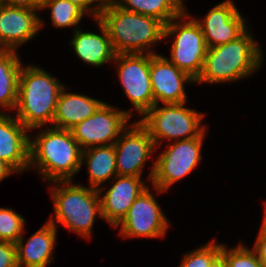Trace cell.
<instances>
[{"instance_id":"836d02e7","label":"cell","mask_w":266,"mask_h":267,"mask_svg":"<svg viewBox=\"0 0 266 267\" xmlns=\"http://www.w3.org/2000/svg\"><path fill=\"white\" fill-rule=\"evenodd\" d=\"M208 267H227L224 256L220 253Z\"/></svg>"},{"instance_id":"4fadbf2b","label":"cell","mask_w":266,"mask_h":267,"mask_svg":"<svg viewBox=\"0 0 266 267\" xmlns=\"http://www.w3.org/2000/svg\"><path fill=\"white\" fill-rule=\"evenodd\" d=\"M38 11L9 3L0 7V49L17 51L32 40L45 25Z\"/></svg>"},{"instance_id":"4316f807","label":"cell","mask_w":266,"mask_h":267,"mask_svg":"<svg viewBox=\"0 0 266 267\" xmlns=\"http://www.w3.org/2000/svg\"><path fill=\"white\" fill-rule=\"evenodd\" d=\"M220 253L221 243L214 239L208 244L184 254L179 267H208Z\"/></svg>"},{"instance_id":"83f0119b","label":"cell","mask_w":266,"mask_h":267,"mask_svg":"<svg viewBox=\"0 0 266 267\" xmlns=\"http://www.w3.org/2000/svg\"><path fill=\"white\" fill-rule=\"evenodd\" d=\"M0 267H18L15 243L0 241Z\"/></svg>"},{"instance_id":"ba28073f","label":"cell","mask_w":266,"mask_h":267,"mask_svg":"<svg viewBox=\"0 0 266 267\" xmlns=\"http://www.w3.org/2000/svg\"><path fill=\"white\" fill-rule=\"evenodd\" d=\"M206 133L205 129L198 137L168 143L167 149L158 154L151 166L147 179L152 189L164 193L193 172L202 161L201 150Z\"/></svg>"},{"instance_id":"cb8c5ba5","label":"cell","mask_w":266,"mask_h":267,"mask_svg":"<svg viewBox=\"0 0 266 267\" xmlns=\"http://www.w3.org/2000/svg\"><path fill=\"white\" fill-rule=\"evenodd\" d=\"M50 9L51 23L55 28L74 27L78 29L86 13L67 0H45L40 10Z\"/></svg>"},{"instance_id":"7402d4cb","label":"cell","mask_w":266,"mask_h":267,"mask_svg":"<svg viewBox=\"0 0 266 267\" xmlns=\"http://www.w3.org/2000/svg\"><path fill=\"white\" fill-rule=\"evenodd\" d=\"M22 63L17 51L0 49V107L15 110Z\"/></svg>"},{"instance_id":"4dcf8cb0","label":"cell","mask_w":266,"mask_h":267,"mask_svg":"<svg viewBox=\"0 0 266 267\" xmlns=\"http://www.w3.org/2000/svg\"><path fill=\"white\" fill-rule=\"evenodd\" d=\"M9 4L29 6L39 10L43 6L45 0H7Z\"/></svg>"},{"instance_id":"d6986e66","label":"cell","mask_w":266,"mask_h":267,"mask_svg":"<svg viewBox=\"0 0 266 267\" xmlns=\"http://www.w3.org/2000/svg\"><path fill=\"white\" fill-rule=\"evenodd\" d=\"M99 33L83 32L81 28L75 29L73 37L69 41L77 57L84 63L100 67L114 61L115 51L112 47L106 27L102 22L95 18Z\"/></svg>"},{"instance_id":"e575fe53","label":"cell","mask_w":266,"mask_h":267,"mask_svg":"<svg viewBox=\"0 0 266 267\" xmlns=\"http://www.w3.org/2000/svg\"><path fill=\"white\" fill-rule=\"evenodd\" d=\"M264 213H263V219H262V224H261V227H260V231L259 232H266V202L264 203Z\"/></svg>"},{"instance_id":"1f68e13d","label":"cell","mask_w":266,"mask_h":267,"mask_svg":"<svg viewBox=\"0 0 266 267\" xmlns=\"http://www.w3.org/2000/svg\"><path fill=\"white\" fill-rule=\"evenodd\" d=\"M13 173H17L9 164L0 159V182Z\"/></svg>"},{"instance_id":"8fae6325","label":"cell","mask_w":266,"mask_h":267,"mask_svg":"<svg viewBox=\"0 0 266 267\" xmlns=\"http://www.w3.org/2000/svg\"><path fill=\"white\" fill-rule=\"evenodd\" d=\"M149 190L148 187L136 198L125 217L114 227H119L122 238L155 239L166 235L169 221Z\"/></svg>"},{"instance_id":"9c48e42d","label":"cell","mask_w":266,"mask_h":267,"mask_svg":"<svg viewBox=\"0 0 266 267\" xmlns=\"http://www.w3.org/2000/svg\"><path fill=\"white\" fill-rule=\"evenodd\" d=\"M131 110L103 102L89 118L70 129L82 150L114 144L130 124ZM129 121V122H128Z\"/></svg>"},{"instance_id":"7c38bea8","label":"cell","mask_w":266,"mask_h":267,"mask_svg":"<svg viewBox=\"0 0 266 267\" xmlns=\"http://www.w3.org/2000/svg\"><path fill=\"white\" fill-rule=\"evenodd\" d=\"M114 148L117 175L142 177L144 165L154 154L156 145L148 130L137 120L120 134Z\"/></svg>"},{"instance_id":"277c9868","label":"cell","mask_w":266,"mask_h":267,"mask_svg":"<svg viewBox=\"0 0 266 267\" xmlns=\"http://www.w3.org/2000/svg\"><path fill=\"white\" fill-rule=\"evenodd\" d=\"M98 19L106 27L116 54H156L155 49L152 50L154 44L164 40L162 21L127 11L119 5L102 12Z\"/></svg>"},{"instance_id":"d4e9b609","label":"cell","mask_w":266,"mask_h":267,"mask_svg":"<svg viewBox=\"0 0 266 267\" xmlns=\"http://www.w3.org/2000/svg\"><path fill=\"white\" fill-rule=\"evenodd\" d=\"M25 219L12 208H0V241L16 243L24 234Z\"/></svg>"},{"instance_id":"8992f818","label":"cell","mask_w":266,"mask_h":267,"mask_svg":"<svg viewBox=\"0 0 266 267\" xmlns=\"http://www.w3.org/2000/svg\"><path fill=\"white\" fill-rule=\"evenodd\" d=\"M154 105L139 120L148 130L155 145L198 137L205 129L202 124L204 113L186 108L185 103ZM202 124V125H201Z\"/></svg>"},{"instance_id":"603a6c76","label":"cell","mask_w":266,"mask_h":267,"mask_svg":"<svg viewBox=\"0 0 266 267\" xmlns=\"http://www.w3.org/2000/svg\"><path fill=\"white\" fill-rule=\"evenodd\" d=\"M185 0H120L119 6L127 11L152 16L165 25L185 10Z\"/></svg>"},{"instance_id":"f546056e","label":"cell","mask_w":266,"mask_h":267,"mask_svg":"<svg viewBox=\"0 0 266 267\" xmlns=\"http://www.w3.org/2000/svg\"><path fill=\"white\" fill-rule=\"evenodd\" d=\"M252 249L263 267H266V232H258L257 239Z\"/></svg>"},{"instance_id":"5bb4252c","label":"cell","mask_w":266,"mask_h":267,"mask_svg":"<svg viewBox=\"0 0 266 267\" xmlns=\"http://www.w3.org/2000/svg\"><path fill=\"white\" fill-rule=\"evenodd\" d=\"M233 0L216 4L201 20L193 18L201 27L208 48L237 39L249 27Z\"/></svg>"},{"instance_id":"44dd1931","label":"cell","mask_w":266,"mask_h":267,"mask_svg":"<svg viewBox=\"0 0 266 267\" xmlns=\"http://www.w3.org/2000/svg\"><path fill=\"white\" fill-rule=\"evenodd\" d=\"M86 163L89 187L102 194V185L117 175L116 154L114 144L96 146L82 151L81 167ZM101 186V187H100Z\"/></svg>"},{"instance_id":"484cf974","label":"cell","mask_w":266,"mask_h":267,"mask_svg":"<svg viewBox=\"0 0 266 267\" xmlns=\"http://www.w3.org/2000/svg\"><path fill=\"white\" fill-rule=\"evenodd\" d=\"M221 254L227 267H263L254 250L247 248L242 242L230 249L221 244Z\"/></svg>"},{"instance_id":"7a4b0ae2","label":"cell","mask_w":266,"mask_h":267,"mask_svg":"<svg viewBox=\"0 0 266 267\" xmlns=\"http://www.w3.org/2000/svg\"><path fill=\"white\" fill-rule=\"evenodd\" d=\"M253 36L247 29L229 43L208 48L202 72L195 83H234L254 74L263 66L264 57Z\"/></svg>"},{"instance_id":"d6a6232c","label":"cell","mask_w":266,"mask_h":267,"mask_svg":"<svg viewBox=\"0 0 266 267\" xmlns=\"http://www.w3.org/2000/svg\"><path fill=\"white\" fill-rule=\"evenodd\" d=\"M79 6L86 14L89 15V0H67Z\"/></svg>"},{"instance_id":"2e32d148","label":"cell","mask_w":266,"mask_h":267,"mask_svg":"<svg viewBox=\"0 0 266 267\" xmlns=\"http://www.w3.org/2000/svg\"><path fill=\"white\" fill-rule=\"evenodd\" d=\"M142 179L116 175L105 194H99L102 219L113 228L125 217L136 198L148 188Z\"/></svg>"},{"instance_id":"6da1fadb","label":"cell","mask_w":266,"mask_h":267,"mask_svg":"<svg viewBox=\"0 0 266 267\" xmlns=\"http://www.w3.org/2000/svg\"><path fill=\"white\" fill-rule=\"evenodd\" d=\"M44 128L30 137L29 169L35 168L47 183L73 181L81 169L83 150L70 130Z\"/></svg>"},{"instance_id":"ac0fdd59","label":"cell","mask_w":266,"mask_h":267,"mask_svg":"<svg viewBox=\"0 0 266 267\" xmlns=\"http://www.w3.org/2000/svg\"><path fill=\"white\" fill-rule=\"evenodd\" d=\"M57 233L58 228L46 221L26 242L22 235L15 243L18 267H47L51 264Z\"/></svg>"},{"instance_id":"5b68a950","label":"cell","mask_w":266,"mask_h":267,"mask_svg":"<svg viewBox=\"0 0 266 267\" xmlns=\"http://www.w3.org/2000/svg\"><path fill=\"white\" fill-rule=\"evenodd\" d=\"M51 185L49 194L54 213L48 221L56 228L61 224L65 229L89 240L96 217L102 218L98 190L74 184L73 181H56Z\"/></svg>"},{"instance_id":"f1b7e54d","label":"cell","mask_w":266,"mask_h":267,"mask_svg":"<svg viewBox=\"0 0 266 267\" xmlns=\"http://www.w3.org/2000/svg\"><path fill=\"white\" fill-rule=\"evenodd\" d=\"M119 4L120 0H89V16H92L93 19L98 18L102 12L114 8Z\"/></svg>"},{"instance_id":"30bf717a","label":"cell","mask_w":266,"mask_h":267,"mask_svg":"<svg viewBox=\"0 0 266 267\" xmlns=\"http://www.w3.org/2000/svg\"><path fill=\"white\" fill-rule=\"evenodd\" d=\"M118 81L139 116H143L154 105L150 81V54H116Z\"/></svg>"},{"instance_id":"9a60e30c","label":"cell","mask_w":266,"mask_h":267,"mask_svg":"<svg viewBox=\"0 0 266 267\" xmlns=\"http://www.w3.org/2000/svg\"><path fill=\"white\" fill-rule=\"evenodd\" d=\"M150 81L155 105L186 103L185 85L195 83L162 54H150Z\"/></svg>"},{"instance_id":"3957f363","label":"cell","mask_w":266,"mask_h":267,"mask_svg":"<svg viewBox=\"0 0 266 267\" xmlns=\"http://www.w3.org/2000/svg\"><path fill=\"white\" fill-rule=\"evenodd\" d=\"M65 87L43 68L22 66L15 117L30 131L52 126L58 97Z\"/></svg>"},{"instance_id":"e0dca14e","label":"cell","mask_w":266,"mask_h":267,"mask_svg":"<svg viewBox=\"0 0 266 267\" xmlns=\"http://www.w3.org/2000/svg\"><path fill=\"white\" fill-rule=\"evenodd\" d=\"M29 132L14 115L0 114V159L17 173L29 170Z\"/></svg>"},{"instance_id":"d590c367","label":"cell","mask_w":266,"mask_h":267,"mask_svg":"<svg viewBox=\"0 0 266 267\" xmlns=\"http://www.w3.org/2000/svg\"><path fill=\"white\" fill-rule=\"evenodd\" d=\"M7 3H8L7 0H0V7L4 6Z\"/></svg>"},{"instance_id":"ffe728a7","label":"cell","mask_w":266,"mask_h":267,"mask_svg":"<svg viewBox=\"0 0 266 267\" xmlns=\"http://www.w3.org/2000/svg\"><path fill=\"white\" fill-rule=\"evenodd\" d=\"M103 102L88 95L66 92L64 87L58 97L52 127L70 130L92 116Z\"/></svg>"},{"instance_id":"52a82bcc","label":"cell","mask_w":266,"mask_h":267,"mask_svg":"<svg viewBox=\"0 0 266 267\" xmlns=\"http://www.w3.org/2000/svg\"><path fill=\"white\" fill-rule=\"evenodd\" d=\"M172 36L168 60L196 81L202 72L208 47L201 27L187 9L165 25L164 40Z\"/></svg>"}]
</instances>
